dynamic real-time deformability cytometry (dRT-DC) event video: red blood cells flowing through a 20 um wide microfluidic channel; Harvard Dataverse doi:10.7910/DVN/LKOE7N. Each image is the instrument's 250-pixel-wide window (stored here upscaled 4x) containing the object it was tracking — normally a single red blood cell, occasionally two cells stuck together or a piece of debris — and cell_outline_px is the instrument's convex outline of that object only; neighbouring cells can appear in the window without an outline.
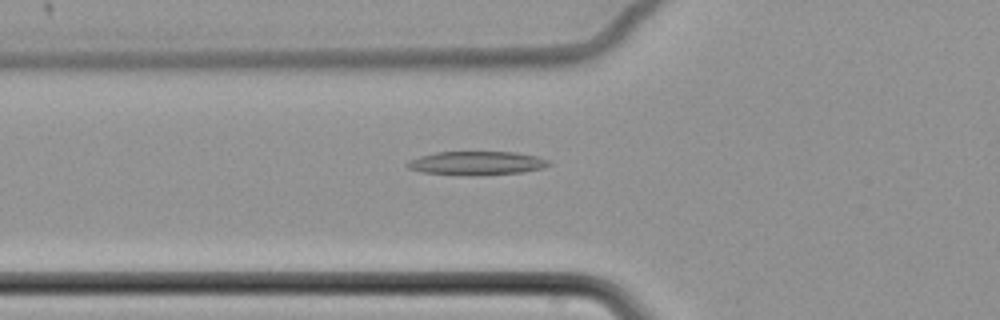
{"species": "common noctule bat (a hibernating species)", "species_latin": "Nyctalus noctula", "temperature_condition": "cold", "stored_images_in_passage": 59, "camera_frame_rate_fps": 3000, "um_per_image_px": 0.085, "animal": {"sex": "female", "body_mass_g": 22.7, "forearm_length_mm": 54.2}, "frame": {"image": 1, "passage_image": 25, "time_ms": 8.0, "image_size_px": [1000, 320], "cell_outline_px": [[552, 164], [544, 168], [520, 172], [476, 176], [464, 176], [420, 172], [408, 168], [404, 164], [408, 160], [420, 156], [436, 152], [516, 152], [536, 156], [548, 160]], "centroid_in_image_um": [40.47, 13.88], "position_along_channel_um": 85.3, "area_um2": 19.83}}
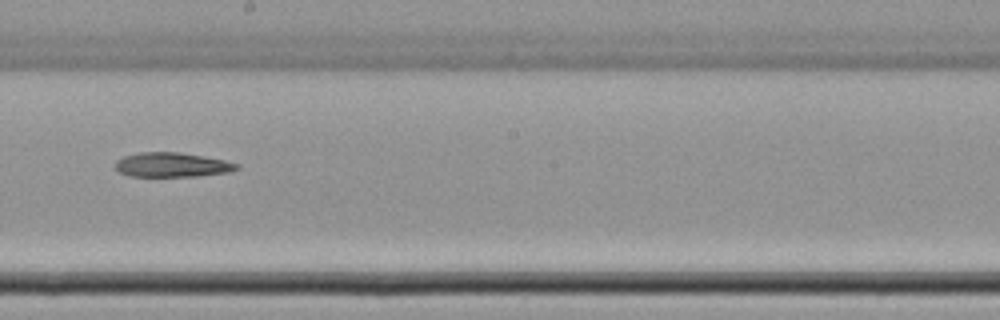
{"frame": {"image": 2, "passage_image": 38, "time_ms": 12.333, "image_size_px": [1000, 320], "cell_outline_px": [[240, 168], [228, 172], [196, 176], [128, 176], [120, 172], [116, 168], [116, 160], [124, 156], [140, 152], [180, 152], [204, 156], [224, 160], [240, 164]], "centroid_in_image_um": [14.63, 14.0], "position_along_channel_um": 233.6, "area_um2": 17.28}}
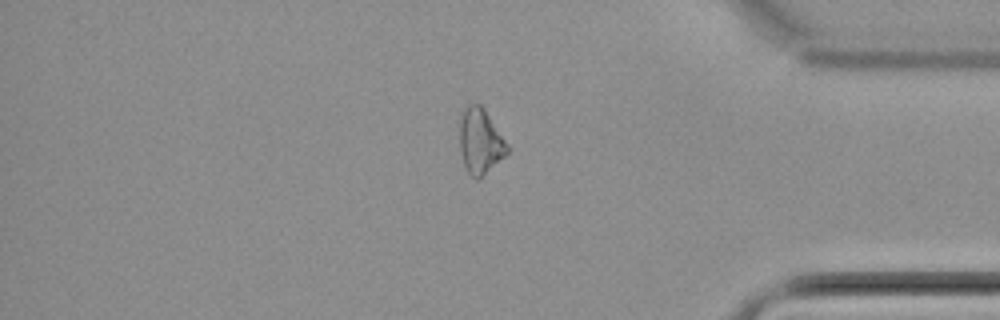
{"frame": {"image": 3, "passage_image": 54, "time_ms": 17.667, "image_size_px": [1000, 320], "cell_outline_px": [[508, 152], [480, 180], [476, 180], [468, 172], [464, 164], [460, 152], [460, 112], [468, 104], [480, 104], [484, 108], [508, 144]], "centroid_in_image_um": [40.81, 12.01], "position_along_channel_um": 394.4, "area_um2": 18.21}}